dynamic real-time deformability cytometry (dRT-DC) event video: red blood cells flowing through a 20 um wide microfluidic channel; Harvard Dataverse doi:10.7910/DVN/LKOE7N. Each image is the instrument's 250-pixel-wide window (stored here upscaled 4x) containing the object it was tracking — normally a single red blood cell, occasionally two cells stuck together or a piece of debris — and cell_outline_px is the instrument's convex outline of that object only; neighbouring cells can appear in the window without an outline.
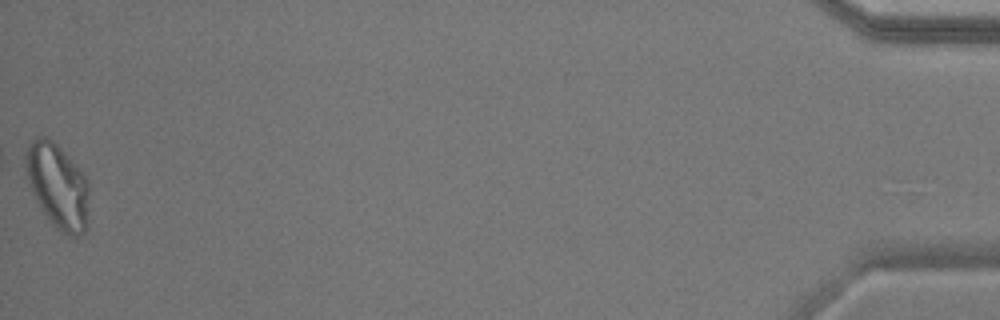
{"species": "common noctule bat (a hibernating species)", "species_latin": "Nyctalus noctula", "temperature_condition": "warm", "stored_images_in_passage": 38, "camera_frame_rate_fps": 3000, "um_per_image_px": 0.085, "animal": {"sex": "male", "body_mass_g": 17.9}, "frame": {"image": 1, "passage_image": 38, "time_ms": 12.333, "image_size_px": [1000, 320], "cell_outline_px": [[88, 224], [84, 232], [76, 236], [72, 236], [56, 228], [44, 212], [36, 200], [32, 192], [24, 168], [24, 152], [28, 144], [36, 136], [48, 136], [60, 148], [84, 176], [88, 184]], "centroid_in_image_um": [4.87, 15.77], "position_along_channel_um": 430.3, "area_um2": 31.04}}